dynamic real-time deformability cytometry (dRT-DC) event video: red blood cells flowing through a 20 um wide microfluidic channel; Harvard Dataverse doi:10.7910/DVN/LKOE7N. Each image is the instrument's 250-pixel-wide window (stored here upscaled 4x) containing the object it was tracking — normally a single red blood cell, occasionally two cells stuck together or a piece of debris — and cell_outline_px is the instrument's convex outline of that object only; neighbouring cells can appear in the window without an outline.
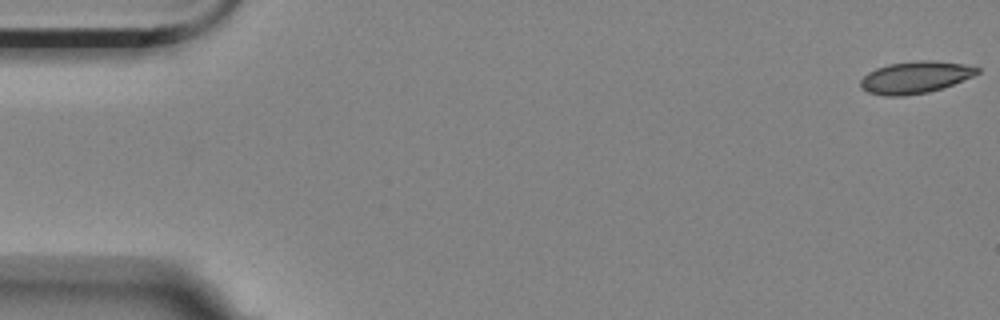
{"species": "Egyptian fruit bat (a non-hibernating species)", "species_latin": "Rousettus aegyptiacus", "temperature_condition": "room temperature", "stored_images_in_passage": 4, "camera_frame_rate_fps": 3000, "um_per_image_px": 0.085, "animal": {"sex": "female"}, "frame": {"image": 1, "passage_image": 1, "time_ms": 0.0, "image_size_px": [1000, 320], "cell_outline_px": [[980, 72], [972, 76], [952, 84], [928, 92], [904, 96], [884, 96], [868, 92], [860, 88], [860, 80], [868, 72], [876, 68], [888, 64], [920, 60], [932, 60], [964, 64], [980, 68]], "centroid_in_image_um": [77.76, 6.57], "position_along_channel_um": 7.2, "area_um2": 21.68}}